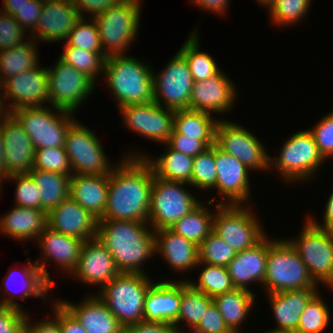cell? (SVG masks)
<instances>
[{
	"label": "cell",
	"instance_id": "1",
	"mask_svg": "<svg viewBox=\"0 0 333 333\" xmlns=\"http://www.w3.org/2000/svg\"><path fill=\"white\" fill-rule=\"evenodd\" d=\"M108 175L107 204L100 219L148 223L154 172L145 157H121Z\"/></svg>",
	"mask_w": 333,
	"mask_h": 333
},
{
	"label": "cell",
	"instance_id": "2",
	"mask_svg": "<svg viewBox=\"0 0 333 333\" xmlns=\"http://www.w3.org/2000/svg\"><path fill=\"white\" fill-rule=\"evenodd\" d=\"M96 238L113 256L120 273L148 275L144 264L155 256L154 230L148 223L99 219Z\"/></svg>",
	"mask_w": 333,
	"mask_h": 333
},
{
	"label": "cell",
	"instance_id": "3",
	"mask_svg": "<svg viewBox=\"0 0 333 333\" xmlns=\"http://www.w3.org/2000/svg\"><path fill=\"white\" fill-rule=\"evenodd\" d=\"M136 56L110 55L104 62V80L117 108L153 102V68Z\"/></svg>",
	"mask_w": 333,
	"mask_h": 333
},
{
	"label": "cell",
	"instance_id": "4",
	"mask_svg": "<svg viewBox=\"0 0 333 333\" xmlns=\"http://www.w3.org/2000/svg\"><path fill=\"white\" fill-rule=\"evenodd\" d=\"M275 156L269 157V171L274 168L281 180L288 184H304L313 177L315 180L318 169L326 162L308 129L288 137Z\"/></svg>",
	"mask_w": 333,
	"mask_h": 333
},
{
	"label": "cell",
	"instance_id": "5",
	"mask_svg": "<svg viewBox=\"0 0 333 333\" xmlns=\"http://www.w3.org/2000/svg\"><path fill=\"white\" fill-rule=\"evenodd\" d=\"M154 281L142 273H120L96 295L125 327L143 322L145 297Z\"/></svg>",
	"mask_w": 333,
	"mask_h": 333
},
{
	"label": "cell",
	"instance_id": "6",
	"mask_svg": "<svg viewBox=\"0 0 333 333\" xmlns=\"http://www.w3.org/2000/svg\"><path fill=\"white\" fill-rule=\"evenodd\" d=\"M315 284L289 241L286 238L269 237L266 275L262 286L266 294L302 290Z\"/></svg>",
	"mask_w": 333,
	"mask_h": 333
},
{
	"label": "cell",
	"instance_id": "7",
	"mask_svg": "<svg viewBox=\"0 0 333 333\" xmlns=\"http://www.w3.org/2000/svg\"><path fill=\"white\" fill-rule=\"evenodd\" d=\"M141 6V0H123L93 18L107 56L128 54L139 33Z\"/></svg>",
	"mask_w": 333,
	"mask_h": 333
},
{
	"label": "cell",
	"instance_id": "8",
	"mask_svg": "<svg viewBox=\"0 0 333 333\" xmlns=\"http://www.w3.org/2000/svg\"><path fill=\"white\" fill-rule=\"evenodd\" d=\"M188 186L191 187L188 183L170 181L154 175L148 217V224L154 231L171 228L202 203Z\"/></svg>",
	"mask_w": 333,
	"mask_h": 333
},
{
	"label": "cell",
	"instance_id": "9",
	"mask_svg": "<svg viewBox=\"0 0 333 333\" xmlns=\"http://www.w3.org/2000/svg\"><path fill=\"white\" fill-rule=\"evenodd\" d=\"M299 236L286 238L315 283L333 289V231L316 226L307 216Z\"/></svg>",
	"mask_w": 333,
	"mask_h": 333
},
{
	"label": "cell",
	"instance_id": "10",
	"mask_svg": "<svg viewBox=\"0 0 333 333\" xmlns=\"http://www.w3.org/2000/svg\"><path fill=\"white\" fill-rule=\"evenodd\" d=\"M11 114L22 125L34 149L64 147L67 131L77 120L74 113L52 106L19 108Z\"/></svg>",
	"mask_w": 333,
	"mask_h": 333
},
{
	"label": "cell",
	"instance_id": "11",
	"mask_svg": "<svg viewBox=\"0 0 333 333\" xmlns=\"http://www.w3.org/2000/svg\"><path fill=\"white\" fill-rule=\"evenodd\" d=\"M214 207L213 232L236 253L252 248L268 235L250 205L216 204Z\"/></svg>",
	"mask_w": 333,
	"mask_h": 333
},
{
	"label": "cell",
	"instance_id": "12",
	"mask_svg": "<svg viewBox=\"0 0 333 333\" xmlns=\"http://www.w3.org/2000/svg\"><path fill=\"white\" fill-rule=\"evenodd\" d=\"M95 134L78 119L68 129L64 149L73 174L109 175L115 166L108 161L105 148Z\"/></svg>",
	"mask_w": 333,
	"mask_h": 333
},
{
	"label": "cell",
	"instance_id": "13",
	"mask_svg": "<svg viewBox=\"0 0 333 333\" xmlns=\"http://www.w3.org/2000/svg\"><path fill=\"white\" fill-rule=\"evenodd\" d=\"M47 71L49 106L74 114L98 85L59 57Z\"/></svg>",
	"mask_w": 333,
	"mask_h": 333
},
{
	"label": "cell",
	"instance_id": "14",
	"mask_svg": "<svg viewBox=\"0 0 333 333\" xmlns=\"http://www.w3.org/2000/svg\"><path fill=\"white\" fill-rule=\"evenodd\" d=\"M246 126L220 119L215 130V145L231 154L249 170L269 173V153L264 144Z\"/></svg>",
	"mask_w": 333,
	"mask_h": 333
},
{
	"label": "cell",
	"instance_id": "15",
	"mask_svg": "<svg viewBox=\"0 0 333 333\" xmlns=\"http://www.w3.org/2000/svg\"><path fill=\"white\" fill-rule=\"evenodd\" d=\"M193 83L189 65L177 51L161 72L154 71L153 67L154 102L174 111L189 109Z\"/></svg>",
	"mask_w": 333,
	"mask_h": 333
},
{
	"label": "cell",
	"instance_id": "16",
	"mask_svg": "<svg viewBox=\"0 0 333 333\" xmlns=\"http://www.w3.org/2000/svg\"><path fill=\"white\" fill-rule=\"evenodd\" d=\"M1 95L7 113L19 108L49 106L47 67L43 68L40 63L7 79Z\"/></svg>",
	"mask_w": 333,
	"mask_h": 333
},
{
	"label": "cell",
	"instance_id": "17",
	"mask_svg": "<svg viewBox=\"0 0 333 333\" xmlns=\"http://www.w3.org/2000/svg\"><path fill=\"white\" fill-rule=\"evenodd\" d=\"M118 109L126 129L149 141L167 143L173 130L174 110L164 108L154 101L122 106Z\"/></svg>",
	"mask_w": 333,
	"mask_h": 333
},
{
	"label": "cell",
	"instance_id": "18",
	"mask_svg": "<svg viewBox=\"0 0 333 333\" xmlns=\"http://www.w3.org/2000/svg\"><path fill=\"white\" fill-rule=\"evenodd\" d=\"M35 242L38 243L42 253L40 258H36L34 261L44 280L54 289L56 283L46 268L47 263L54 261L53 263L64 271L61 273L71 275L77 266L84 241L56 232L47 226Z\"/></svg>",
	"mask_w": 333,
	"mask_h": 333
},
{
	"label": "cell",
	"instance_id": "19",
	"mask_svg": "<svg viewBox=\"0 0 333 333\" xmlns=\"http://www.w3.org/2000/svg\"><path fill=\"white\" fill-rule=\"evenodd\" d=\"M217 179L215 188L220 204L252 205L250 171L243 163L215 145ZM226 200V201H224ZM250 202V203H249Z\"/></svg>",
	"mask_w": 333,
	"mask_h": 333
},
{
	"label": "cell",
	"instance_id": "20",
	"mask_svg": "<svg viewBox=\"0 0 333 333\" xmlns=\"http://www.w3.org/2000/svg\"><path fill=\"white\" fill-rule=\"evenodd\" d=\"M235 85V82L233 83L223 69L206 80L194 82L189 109L208 112L219 119H226L219 115L225 113L227 115L234 108L236 97H238Z\"/></svg>",
	"mask_w": 333,
	"mask_h": 333
},
{
	"label": "cell",
	"instance_id": "21",
	"mask_svg": "<svg viewBox=\"0 0 333 333\" xmlns=\"http://www.w3.org/2000/svg\"><path fill=\"white\" fill-rule=\"evenodd\" d=\"M3 134L4 171L6 177L29 174L33 169L35 149L22 125L7 113L0 121Z\"/></svg>",
	"mask_w": 333,
	"mask_h": 333
},
{
	"label": "cell",
	"instance_id": "22",
	"mask_svg": "<svg viewBox=\"0 0 333 333\" xmlns=\"http://www.w3.org/2000/svg\"><path fill=\"white\" fill-rule=\"evenodd\" d=\"M119 274L113 256L98 238H94L84 241L77 266L69 276L73 275L72 278L86 286L97 285L101 289Z\"/></svg>",
	"mask_w": 333,
	"mask_h": 333
},
{
	"label": "cell",
	"instance_id": "23",
	"mask_svg": "<svg viewBox=\"0 0 333 333\" xmlns=\"http://www.w3.org/2000/svg\"><path fill=\"white\" fill-rule=\"evenodd\" d=\"M81 18L70 0L44 2L37 27L28 36L37 42H64Z\"/></svg>",
	"mask_w": 333,
	"mask_h": 333
},
{
	"label": "cell",
	"instance_id": "24",
	"mask_svg": "<svg viewBox=\"0 0 333 333\" xmlns=\"http://www.w3.org/2000/svg\"><path fill=\"white\" fill-rule=\"evenodd\" d=\"M98 219L70 196L47 213V226L56 232L87 241L96 238Z\"/></svg>",
	"mask_w": 333,
	"mask_h": 333
},
{
	"label": "cell",
	"instance_id": "25",
	"mask_svg": "<svg viewBox=\"0 0 333 333\" xmlns=\"http://www.w3.org/2000/svg\"><path fill=\"white\" fill-rule=\"evenodd\" d=\"M269 237L266 235L259 243L249 249L237 252L227 269L232 283L237 289L253 292L251 284H264L266 275Z\"/></svg>",
	"mask_w": 333,
	"mask_h": 333
},
{
	"label": "cell",
	"instance_id": "26",
	"mask_svg": "<svg viewBox=\"0 0 333 333\" xmlns=\"http://www.w3.org/2000/svg\"><path fill=\"white\" fill-rule=\"evenodd\" d=\"M181 300V280L154 281L144 301V322H167L174 325Z\"/></svg>",
	"mask_w": 333,
	"mask_h": 333
},
{
	"label": "cell",
	"instance_id": "27",
	"mask_svg": "<svg viewBox=\"0 0 333 333\" xmlns=\"http://www.w3.org/2000/svg\"><path fill=\"white\" fill-rule=\"evenodd\" d=\"M27 260V265L24 266V268L21 269L18 273H16L15 269H10L3 281V284L0 283V292L3 293V298L0 299V305L10 306L14 307L20 310H25L22 304L17 301V298H20L22 300H25L29 297H35V298H43V301H49L47 300L46 296L51 290H54L42 277V275L39 272L37 263L35 261ZM21 273V274H20ZM20 277V278H19ZM22 277V278H21ZM18 278V279H17ZM21 279V280H20ZM21 282V295H15V290L12 289L13 283ZM18 284V283H17ZM12 286V287H11ZM20 287V286H19ZM12 289V290H11ZM20 289V290H21ZM20 292V291H19ZM1 295V294H0ZM23 307V308H22Z\"/></svg>",
	"mask_w": 333,
	"mask_h": 333
},
{
	"label": "cell",
	"instance_id": "28",
	"mask_svg": "<svg viewBox=\"0 0 333 333\" xmlns=\"http://www.w3.org/2000/svg\"><path fill=\"white\" fill-rule=\"evenodd\" d=\"M155 255H160L166 264L175 272L196 269L199 263L198 245L182 235L176 234L170 228L154 231Z\"/></svg>",
	"mask_w": 333,
	"mask_h": 333
},
{
	"label": "cell",
	"instance_id": "29",
	"mask_svg": "<svg viewBox=\"0 0 333 333\" xmlns=\"http://www.w3.org/2000/svg\"><path fill=\"white\" fill-rule=\"evenodd\" d=\"M319 284L306 289L267 294L274 319L275 331H296L306 305L319 293Z\"/></svg>",
	"mask_w": 333,
	"mask_h": 333
},
{
	"label": "cell",
	"instance_id": "30",
	"mask_svg": "<svg viewBox=\"0 0 333 333\" xmlns=\"http://www.w3.org/2000/svg\"><path fill=\"white\" fill-rule=\"evenodd\" d=\"M58 300L78 319L87 333H123L124 326L94 293L81 302Z\"/></svg>",
	"mask_w": 333,
	"mask_h": 333
},
{
	"label": "cell",
	"instance_id": "31",
	"mask_svg": "<svg viewBox=\"0 0 333 333\" xmlns=\"http://www.w3.org/2000/svg\"><path fill=\"white\" fill-rule=\"evenodd\" d=\"M47 227V213L37 208L13 205L0 218V233L18 241H36Z\"/></svg>",
	"mask_w": 333,
	"mask_h": 333
},
{
	"label": "cell",
	"instance_id": "32",
	"mask_svg": "<svg viewBox=\"0 0 333 333\" xmlns=\"http://www.w3.org/2000/svg\"><path fill=\"white\" fill-rule=\"evenodd\" d=\"M108 175L73 174L69 196L98 220L107 204Z\"/></svg>",
	"mask_w": 333,
	"mask_h": 333
},
{
	"label": "cell",
	"instance_id": "33",
	"mask_svg": "<svg viewBox=\"0 0 333 333\" xmlns=\"http://www.w3.org/2000/svg\"><path fill=\"white\" fill-rule=\"evenodd\" d=\"M166 147L165 153L159 154V157L149 156L144 152H136L133 149L124 153V157H145L149 164L153 168L154 175L156 177L188 183L191 185V174L193 170L194 157L185 155L181 152L171 149L167 144H163ZM155 157V158H154Z\"/></svg>",
	"mask_w": 333,
	"mask_h": 333
},
{
	"label": "cell",
	"instance_id": "34",
	"mask_svg": "<svg viewBox=\"0 0 333 333\" xmlns=\"http://www.w3.org/2000/svg\"><path fill=\"white\" fill-rule=\"evenodd\" d=\"M256 296L254 292L235 288L212 299L229 329L233 333H241L242 324L253 310Z\"/></svg>",
	"mask_w": 333,
	"mask_h": 333
},
{
	"label": "cell",
	"instance_id": "35",
	"mask_svg": "<svg viewBox=\"0 0 333 333\" xmlns=\"http://www.w3.org/2000/svg\"><path fill=\"white\" fill-rule=\"evenodd\" d=\"M215 203L220 204L214 196L207 202V206L202 202L192 212L178 220L170 229L199 246L213 231L215 209L212 211L208 207Z\"/></svg>",
	"mask_w": 333,
	"mask_h": 333
},
{
	"label": "cell",
	"instance_id": "36",
	"mask_svg": "<svg viewBox=\"0 0 333 333\" xmlns=\"http://www.w3.org/2000/svg\"><path fill=\"white\" fill-rule=\"evenodd\" d=\"M29 175L40 190L42 211L48 213L69 197L71 176L40 169L30 170Z\"/></svg>",
	"mask_w": 333,
	"mask_h": 333
},
{
	"label": "cell",
	"instance_id": "37",
	"mask_svg": "<svg viewBox=\"0 0 333 333\" xmlns=\"http://www.w3.org/2000/svg\"><path fill=\"white\" fill-rule=\"evenodd\" d=\"M220 119L215 115L190 109L175 110L173 129L197 140H215V130Z\"/></svg>",
	"mask_w": 333,
	"mask_h": 333
},
{
	"label": "cell",
	"instance_id": "38",
	"mask_svg": "<svg viewBox=\"0 0 333 333\" xmlns=\"http://www.w3.org/2000/svg\"><path fill=\"white\" fill-rule=\"evenodd\" d=\"M37 45H39L38 42L30 37L23 44L0 51V76L3 83L7 79L40 64Z\"/></svg>",
	"mask_w": 333,
	"mask_h": 333
},
{
	"label": "cell",
	"instance_id": "39",
	"mask_svg": "<svg viewBox=\"0 0 333 333\" xmlns=\"http://www.w3.org/2000/svg\"><path fill=\"white\" fill-rule=\"evenodd\" d=\"M199 29L195 27L178 50L186 59L194 82L203 81L217 74V61L207 52L200 50Z\"/></svg>",
	"mask_w": 333,
	"mask_h": 333
},
{
	"label": "cell",
	"instance_id": "40",
	"mask_svg": "<svg viewBox=\"0 0 333 333\" xmlns=\"http://www.w3.org/2000/svg\"><path fill=\"white\" fill-rule=\"evenodd\" d=\"M213 299L194 288L187 280H181V300L174 327H196ZM181 324H183L181 326Z\"/></svg>",
	"mask_w": 333,
	"mask_h": 333
},
{
	"label": "cell",
	"instance_id": "41",
	"mask_svg": "<svg viewBox=\"0 0 333 333\" xmlns=\"http://www.w3.org/2000/svg\"><path fill=\"white\" fill-rule=\"evenodd\" d=\"M198 267L201 272L199 271L196 282L187 277H182V280L183 278L184 280L186 279L194 288L201 290L211 298L235 289L227 267L206 263H198L196 268ZM200 267L203 268L201 269Z\"/></svg>",
	"mask_w": 333,
	"mask_h": 333
},
{
	"label": "cell",
	"instance_id": "42",
	"mask_svg": "<svg viewBox=\"0 0 333 333\" xmlns=\"http://www.w3.org/2000/svg\"><path fill=\"white\" fill-rule=\"evenodd\" d=\"M108 56L104 52H92L75 46H63L59 58L86 74L95 83L100 74L103 76L104 62Z\"/></svg>",
	"mask_w": 333,
	"mask_h": 333
},
{
	"label": "cell",
	"instance_id": "43",
	"mask_svg": "<svg viewBox=\"0 0 333 333\" xmlns=\"http://www.w3.org/2000/svg\"><path fill=\"white\" fill-rule=\"evenodd\" d=\"M320 293L306 305L296 333H323L331 325V310Z\"/></svg>",
	"mask_w": 333,
	"mask_h": 333
},
{
	"label": "cell",
	"instance_id": "44",
	"mask_svg": "<svg viewBox=\"0 0 333 333\" xmlns=\"http://www.w3.org/2000/svg\"><path fill=\"white\" fill-rule=\"evenodd\" d=\"M311 0H274L267 8L268 17L276 26H292L307 17Z\"/></svg>",
	"mask_w": 333,
	"mask_h": 333
},
{
	"label": "cell",
	"instance_id": "45",
	"mask_svg": "<svg viewBox=\"0 0 333 333\" xmlns=\"http://www.w3.org/2000/svg\"><path fill=\"white\" fill-rule=\"evenodd\" d=\"M217 179L215 144L194 157L191 174V188L194 190H214Z\"/></svg>",
	"mask_w": 333,
	"mask_h": 333
},
{
	"label": "cell",
	"instance_id": "46",
	"mask_svg": "<svg viewBox=\"0 0 333 333\" xmlns=\"http://www.w3.org/2000/svg\"><path fill=\"white\" fill-rule=\"evenodd\" d=\"M199 263L227 267L236 252L213 231L198 246Z\"/></svg>",
	"mask_w": 333,
	"mask_h": 333
},
{
	"label": "cell",
	"instance_id": "47",
	"mask_svg": "<svg viewBox=\"0 0 333 333\" xmlns=\"http://www.w3.org/2000/svg\"><path fill=\"white\" fill-rule=\"evenodd\" d=\"M82 17L65 40L64 46H75L92 52H104L101 47L98 29L93 18Z\"/></svg>",
	"mask_w": 333,
	"mask_h": 333
},
{
	"label": "cell",
	"instance_id": "48",
	"mask_svg": "<svg viewBox=\"0 0 333 333\" xmlns=\"http://www.w3.org/2000/svg\"><path fill=\"white\" fill-rule=\"evenodd\" d=\"M33 169L73 175L64 147L35 149Z\"/></svg>",
	"mask_w": 333,
	"mask_h": 333
},
{
	"label": "cell",
	"instance_id": "49",
	"mask_svg": "<svg viewBox=\"0 0 333 333\" xmlns=\"http://www.w3.org/2000/svg\"><path fill=\"white\" fill-rule=\"evenodd\" d=\"M10 180L16 183L14 205L41 210L40 190L29 174L12 175L5 179Z\"/></svg>",
	"mask_w": 333,
	"mask_h": 333
},
{
	"label": "cell",
	"instance_id": "50",
	"mask_svg": "<svg viewBox=\"0 0 333 333\" xmlns=\"http://www.w3.org/2000/svg\"><path fill=\"white\" fill-rule=\"evenodd\" d=\"M26 33L12 15L0 10V51L26 42Z\"/></svg>",
	"mask_w": 333,
	"mask_h": 333
},
{
	"label": "cell",
	"instance_id": "51",
	"mask_svg": "<svg viewBox=\"0 0 333 333\" xmlns=\"http://www.w3.org/2000/svg\"><path fill=\"white\" fill-rule=\"evenodd\" d=\"M312 134L320 154L325 160L333 156V111L323 115L312 129H308Z\"/></svg>",
	"mask_w": 333,
	"mask_h": 333
},
{
	"label": "cell",
	"instance_id": "52",
	"mask_svg": "<svg viewBox=\"0 0 333 333\" xmlns=\"http://www.w3.org/2000/svg\"><path fill=\"white\" fill-rule=\"evenodd\" d=\"M171 149L192 157L204 152L215 144V140H197L178 134L174 129L166 143Z\"/></svg>",
	"mask_w": 333,
	"mask_h": 333
},
{
	"label": "cell",
	"instance_id": "53",
	"mask_svg": "<svg viewBox=\"0 0 333 333\" xmlns=\"http://www.w3.org/2000/svg\"><path fill=\"white\" fill-rule=\"evenodd\" d=\"M26 310L0 305V333H25Z\"/></svg>",
	"mask_w": 333,
	"mask_h": 333
},
{
	"label": "cell",
	"instance_id": "54",
	"mask_svg": "<svg viewBox=\"0 0 333 333\" xmlns=\"http://www.w3.org/2000/svg\"><path fill=\"white\" fill-rule=\"evenodd\" d=\"M44 2L42 0H29L21 8L18 9L13 17L21 25V27L29 33L36 29L38 20L43 10Z\"/></svg>",
	"mask_w": 333,
	"mask_h": 333
},
{
	"label": "cell",
	"instance_id": "55",
	"mask_svg": "<svg viewBox=\"0 0 333 333\" xmlns=\"http://www.w3.org/2000/svg\"><path fill=\"white\" fill-rule=\"evenodd\" d=\"M196 327L205 333H233L224 322L214 302L207 307Z\"/></svg>",
	"mask_w": 333,
	"mask_h": 333
},
{
	"label": "cell",
	"instance_id": "56",
	"mask_svg": "<svg viewBox=\"0 0 333 333\" xmlns=\"http://www.w3.org/2000/svg\"><path fill=\"white\" fill-rule=\"evenodd\" d=\"M51 302V308L53 311V317L41 319L38 322H34L29 318H27L25 333H61L60 325H59V300L54 298Z\"/></svg>",
	"mask_w": 333,
	"mask_h": 333
},
{
	"label": "cell",
	"instance_id": "57",
	"mask_svg": "<svg viewBox=\"0 0 333 333\" xmlns=\"http://www.w3.org/2000/svg\"><path fill=\"white\" fill-rule=\"evenodd\" d=\"M79 10L81 17L89 15L88 18H94L98 14L105 12L109 7L118 5L123 0H70Z\"/></svg>",
	"mask_w": 333,
	"mask_h": 333
},
{
	"label": "cell",
	"instance_id": "58",
	"mask_svg": "<svg viewBox=\"0 0 333 333\" xmlns=\"http://www.w3.org/2000/svg\"><path fill=\"white\" fill-rule=\"evenodd\" d=\"M123 333H175V327L167 322H140L125 326Z\"/></svg>",
	"mask_w": 333,
	"mask_h": 333
},
{
	"label": "cell",
	"instance_id": "59",
	"mask_svg": "<svg viewBox=\"0 0 333 333\" xmlns=\"http://www.w3.org/2000/svg\"><path fill=\"white\" fill-rule=\"evenodd\" d=\"M59 325L61 333H87L78 319L60 301Z\"/></svg>",
	"mask_w": 333,
	"mask_h": 333
},
{
	"label": "cell",
	"instance_id": "60",
	"mask_svg": "<svg viewBox=\"0 0 333 333\" xmlns=\"http://www.w3.org/2000/svg\"><path fill=\"white\" fill-rule=\"evenodd\" d=\"M192 4L204 12H211L214 15H225L230 7V0H190Z\"/></svg>",
	"mask_w": 333,
	"mask_h": 333
},
{
	"label": "cell",
	"instance_id": "61",
	"mask_svg": "<svg viewBox=\"0 0 333 333\" xmlns=\"http://www.w3.org/2000/svg\"><path fill=\"white\" fill-rule=\"evenodd\" d=\"M326 205L324 206V214H323V222L321 224V222L319 223L317 219H315V215L314 217L312 215H307V217L318 227L324 229V230H329V231H333V190H331V193L329 194V196L327 197L326 200Z\"/></svg>",
	"mask_w": 333,
	"mask_h": 333
},
{
	"label": "cell",
	"instance_id": "62",
	"mask_svg": "<svg viewBox=\"0 0 333 333\" xmlns=\"http://www.w3.org/2000/svg\"><path fill=\"white\" fill-rule=\"evenodd\" d=\"M3 8L1 7V11L8 13L10 15H14L18 12V9L21 8L26 2L29 0H2Z\"/></svg>",
	"mask_w": 333,
	"mask_h": 333
},
{
	"label": "cell",
	"instance_id": "63",
	"mask_svg": "<svg viewBox=\"0 0 333 333\" xmlns=\"http://www.w3.org/2000/svg\"><path fill=\"white\" fill-rule=\"evenodd\" d=\"M3 134L0 127V193L2 192L1 189L4 187L2 184L5 182L4 180L7 178L5 171H4V147H3ZM1 196V194H0Z\"/></svg>",
	"mask_w": 333,
	"mask_h": 333
},
{
	"label": "cell",
	"instance_id": "64",
	"mask_svg": "<svg viewBox=\"0 0 333 333\" xmlns=\"http://www.w3.org/2000/svg\"><path fill=\"white\" fill-rule=\"evenodd\" d=\"M190 329H187L188 333H205L202 330L198 329L197 327H189ZM181 330V331H180ZM175 333H186L185 331L183 332L181 327H175Z\"/></svg>",
	"mask_w": 333,
	"mask_h": 333
},
{
	"label": "cell",
	"instance_id": "65",
	"mask_svg": "<svg viewBox=\"0 0 333 333\" xmlns=\"http://www.w3.org/2000/svg\"><path fill=\"white\" fill-rule=\"evenodd\" d=\"M7 114L4 105H3V101H2V95H1V91H0V121L2 120V118Z\"/></svg>",
	"mask_w": 333,
	"mask_h": 333
},
{
	"label": "cell",
	"instance_id": "66",
	"mask_svg": "<svg viewBox=\"0 0 333 333\" xmlns=\"http://www.w3.org/2000/svg\"><path fill=\"white\" fill-rule=\"evenodd\" d=\"M274 0H255V2H257V4L261 5L262 7L264 6V8H268L269 5L273 2Z\"/></svg>",
	"mask_w": 333,
	"mask_h": 333
},
{
	"label": "cell",
	"instance_id": "67",
	"mask_svg": "<svg viewBox=\"0 0 333 333\" xmlns=\"http://www.w3.org/2000/svg\"><path fill=\"white\" fill-rule=\"evenodd\" d=\"M264 333H296V332H294V331H275V330H270L269 329L268 331H266Z\"/></svg>",
	"mask_w": 333,
	"mask_h": 333
},
{
	"label": "cell",
	"instance_id": "68",
	"mask_svg": "<svg viewBox=\"0 0 333 333\" xmlns=\"http://www.w3.org/2000/svg\"><path fill=\"white\" fill-rule=\"evenodd\" d=\"M2 88H3V81H2L1 76H0V91H2Z\"/></svg>",
	"mask_w": 333,
	"mask_h": 333
},
{
	"label": "cell",
	"instance_id": "69",
	"mask_svg": "<svg viewBox=\"0 0 333 333\" xmlns=\"http://www.w3.org/2000/svg\"><path fill=\"white\" fill-rule=\"evenodd\" d=\"M43 2H48V1H57V0H42Z\"/></svg>",
	"mask_w": 333,
	"mask_h": 333
}]
</instances>
